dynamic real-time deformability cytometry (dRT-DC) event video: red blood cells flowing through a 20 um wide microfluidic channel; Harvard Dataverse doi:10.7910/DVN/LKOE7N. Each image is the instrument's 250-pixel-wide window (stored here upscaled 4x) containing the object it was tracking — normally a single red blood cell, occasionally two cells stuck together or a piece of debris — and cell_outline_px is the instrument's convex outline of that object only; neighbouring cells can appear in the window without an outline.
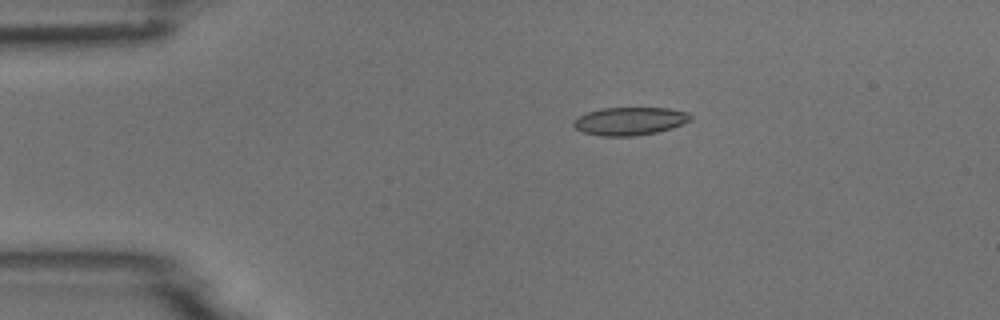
{"species": "common noctule bat (a hibernating species)", "species_latin": "Nyctalus noctula", "temperature_condition": "room temperature", "stored_images_in_passage": 3, "camera_frame_rate_fps": 3000, "um_per_image_px": 0.085, "animal": {"sex": "male", "body_mass_g": 18.8}, "frame": {"image": 1, "passage_image": 1, "time_ms": 0.0, "image_size_px": [1000, 320], "cell_outline_px": [[692, 120], [672, 128], [656, 132], [636, 136], [600, 136], [580, 132], [572, 124], [572, 120], [576, 116], [584, 112], [600, 108], [668, 108], [688, 112], [692, 116]], "centroid_in_image_um": [53.47, 10.29], "position_along_channel_um": 31.5, "area_um2": 19.48}}
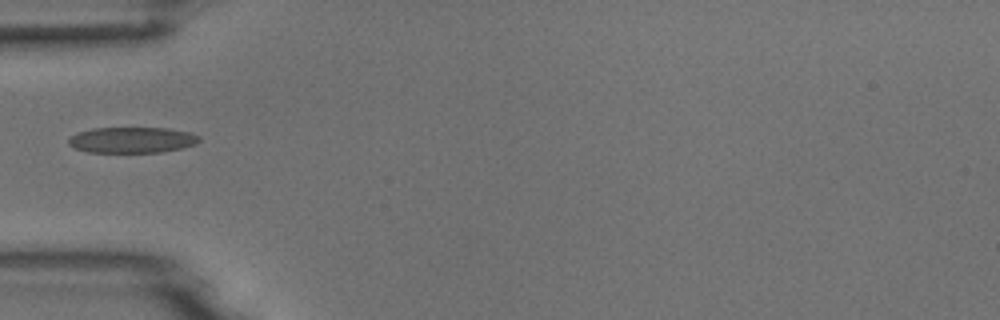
{"frame": {"image": 2, "passage_image": 3, "time_ms": 2.333, "image_size_px": [1000, 320], "cell_outline_px": [[200, 140], [196, 144], [180, 148], [160, 152], [88, 152], [76, 148], [68, 144], [68, 140], [76, 132], [92, 128], [168, 128], [188, 132], [200, 136]], "centroid_in_image_um": [11.21, 11.89], "position_along_channel_um": 73.8, "area_um2": 19.59}}